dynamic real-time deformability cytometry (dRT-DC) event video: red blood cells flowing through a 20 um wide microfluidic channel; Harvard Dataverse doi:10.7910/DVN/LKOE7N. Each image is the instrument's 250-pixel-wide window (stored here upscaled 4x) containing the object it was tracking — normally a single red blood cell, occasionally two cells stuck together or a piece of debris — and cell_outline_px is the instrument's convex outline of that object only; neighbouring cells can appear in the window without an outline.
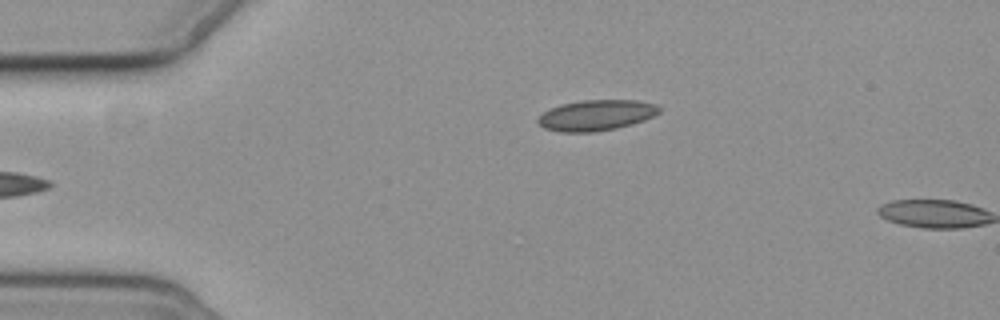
{"species": "common noctule bat (a hibernating species)", "species_latin": "Nyctalus noctula", "temperature_condition": "cold", "stored_images_in_passage": 5, "camera_frame_rate_fps": 3000, "um_per_image_px": 0.085, "animal": {"sex": "female", "body_mass_g": 19.3, "forearm_length_mm": 54.1}, "frame": {"image": 1, "passage_image": 5, "time_ms": 5.333, "image_size_px": [1000, 320], "cell_outline_px": [[660, 112], [644, 120], [632, 124], [616, 128], [596, 132], [560, 132], [544, 128], [536, 120], [544, 112], [552, 108], [564, 104], [584, 100], [636, 100], [656, 104], [660, 108]], "centroid_in_image_um": [50.7, 9.8], "position_along_channel_um": 34.3, "area_um2": 21.5}}